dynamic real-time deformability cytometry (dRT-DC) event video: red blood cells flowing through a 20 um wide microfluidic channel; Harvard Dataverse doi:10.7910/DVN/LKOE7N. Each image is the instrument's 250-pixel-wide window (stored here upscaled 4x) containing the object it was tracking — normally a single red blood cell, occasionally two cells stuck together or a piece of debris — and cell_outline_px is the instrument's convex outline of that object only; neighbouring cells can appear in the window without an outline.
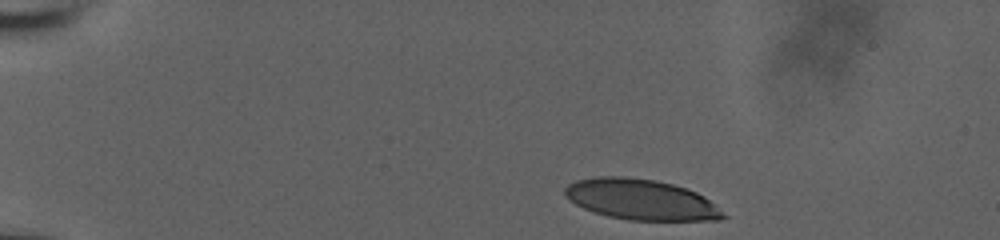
{"species": "human", "species_latin": "Homo sapiens", "temperature_condition": "room temperature", "stored_images_in_passage": 39, "camera_frame_rate_fps": 3000, "um_per_image_px": 0.085, "donor": {"sex": "male"}, "frame": {"image": 1, "passage_image": 1, "time_ms": 0.0, "image_size_px": [1000, 240], "cell_outline_px": [[728, 216], [720, 220], [628, 220], [608, 216], [592, 212], [568, 200], [564, 196], [564, 188], [568, 184], [576, 180], [596, 176], [624, 176], [656, 180], [672, 184], [696, 192], [704, 196]], "centroid_in_image_um": [54.44, 16.96], "position_along_channel_um": 30.6, "area_um2": 37.57}}
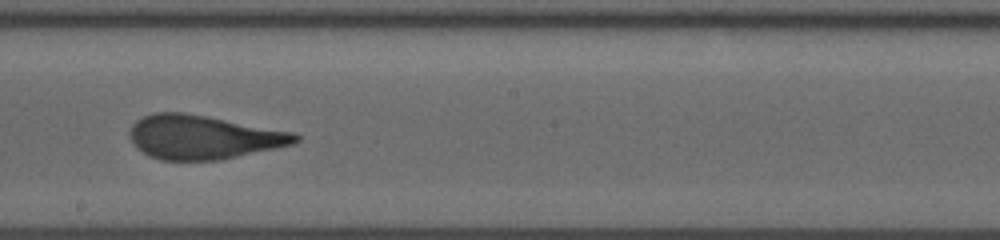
{"frame": {"image": 2, "passage_image": 23, "time_ms": 7.333, "image_size_px": [1000, 240], "cell_outline_px": [[300, 140], [292, 144], [276, 148], [220, 160], [160, 160], [148, 156], [136, 148], [128, 136], [128, 132], [132, 124], [136, 120], [144, 116], [156, 112], [184, 112], [296, 132], [300, 136]], "centroid_in_image_um": [17.25, 11.66], "position_along_channel_um": 231.0, "area_um2": 42.66}}
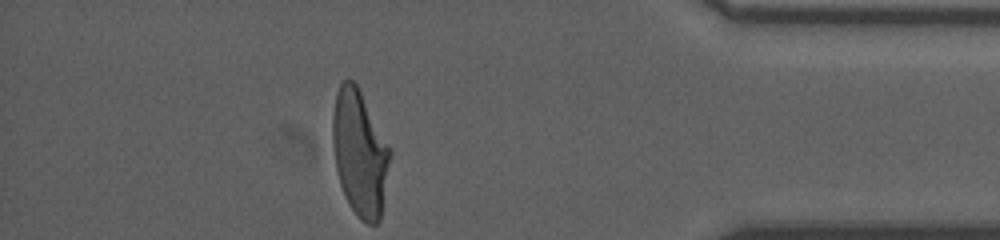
{"frame": {"image": 3, "passage_image": 39, "time_ms": 12.667, "image_size_px": [1000, 240], "cell_outline_px": [[392, 152], [380, 220], [376, 224], [368, 224], [360, 220], [356, 216], [348, 204], [344, 196], [340, 184], [336, 168], [332, 144], [332, 112], [336, 92], [340, 84], [344, 80], [352, 80], [356, 84]], "centroid_in_image_um": [30.56, 13.05], "position_along_channel_um": 404.6, "area_um2": 42.08}, "authors_computed_cell_mechanics": {"area_um2": 42.4252, "velocity_mm_per_s": 3.8446, "shape_relaxation_time_tau1_ms": 9.2008, "shape_relaxation_time_tau2_ms": 0.837, "deformation_change_tau1": 0.3097, "deformation_change_tau2": 0.096}}